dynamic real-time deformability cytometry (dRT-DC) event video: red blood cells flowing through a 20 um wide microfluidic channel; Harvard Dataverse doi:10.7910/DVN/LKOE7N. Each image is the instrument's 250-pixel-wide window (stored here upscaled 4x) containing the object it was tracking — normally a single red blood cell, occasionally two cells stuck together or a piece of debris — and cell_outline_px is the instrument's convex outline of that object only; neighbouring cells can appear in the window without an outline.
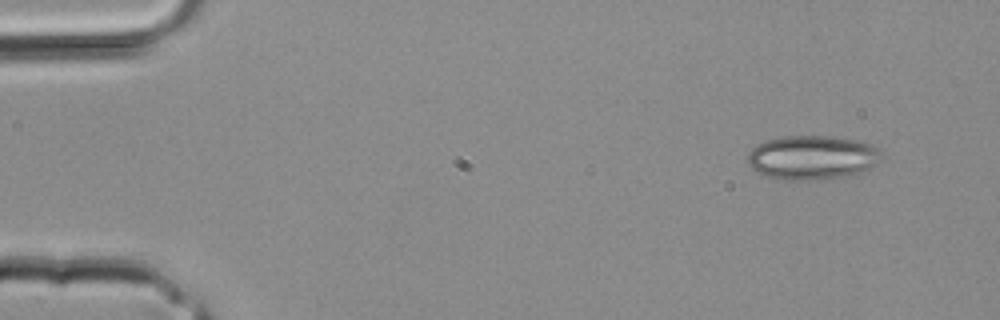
{"species": "common noctule bat (a hibernating species)", "species_latin": "Nyctalus noctula", "temperature_condition": "room temperature", "stored_images_in_passage": 3, "camera_frame_rate_fps": 3000, "um_per_image_px": 0.085, "animal": {"sex": "male", "body_mass_g": 20.4}, "frame": {"image": 1, "passage_image": 1, "time_ms": 0.0, "image_size_px": [1000, 320], "cell_outline_px": [[884, 156], [876, 164], [860, 172], [844, 176], [820, 180], [776, 180], [756, 172], [748, 164], [748, 152], [756, 144], [764, 140], [784, 136], [828, 136], [856, 140], [872, 144], [880, 148]], "centroid_in_image_um": [69.02, 13.39], "position_along_channel_um": 16.0, "area_um2": 34.91}}